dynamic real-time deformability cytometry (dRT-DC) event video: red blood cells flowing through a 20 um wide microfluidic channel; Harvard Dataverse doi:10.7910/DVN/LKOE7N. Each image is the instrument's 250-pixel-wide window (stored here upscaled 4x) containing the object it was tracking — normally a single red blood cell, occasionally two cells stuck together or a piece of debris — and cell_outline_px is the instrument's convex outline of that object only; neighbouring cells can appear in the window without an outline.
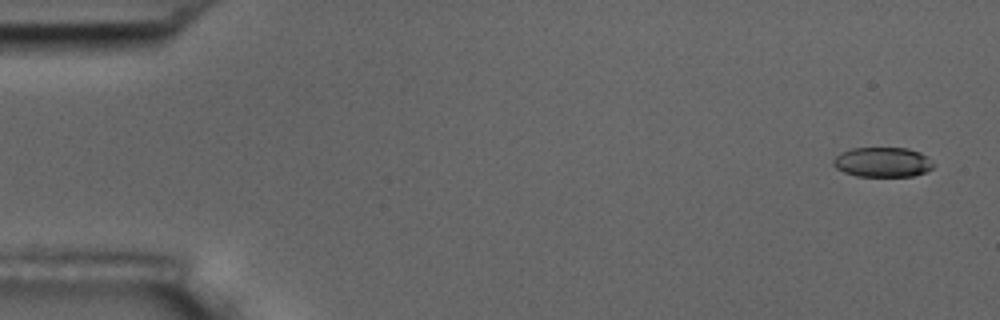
{"species": "common noctule bat (a hibernating species)", "species_latin": "Nyctalus noctula", "temperature_condition": "room temperature", "stored_images_in_passage": 15, "camera_frame_rate_fps": 3000, "um_per_image_px": 0.085, "animal": {"sex": "male", "body_mass_g": 17.5, "forearm_length_mm": 52.3}, "frame": {"image": 1, "passage_image": 1, "time_ms": 0.0, "image_size_px": [1000, 320], "cell_outline_px": [[936, 164], [932, 168], [924, 172], [912, 176], [856, 176], [844, 172], [836, 168], [832, 164], [832, 160], [836, 156], [852, 148], [908, 148], [920, 152], [928, 156]], "centroid_in_image_um": [75.05, 13.78], "position_along_channel_um": 10.0, "area_um2": 17.46}}
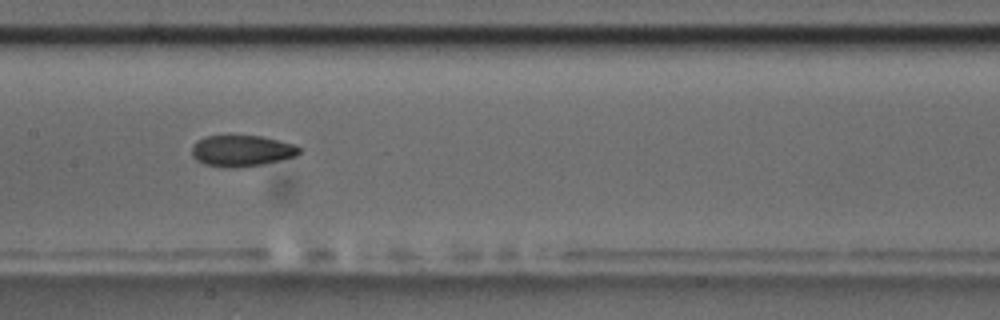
{"frame": {"image": 2, "passage_image": 8, "time_ms": 8.667, "image_size_px": [1000, 320], "cell_outline_px": [[300, 152], [296, 156], [280, 160], [260, 164], [236, 168], [228, 168], [204, 164], [196, 160], [192, 156], [192, 144], [196, 140], [204, 136], [228, 132], [264, 136], [296, 144], [300, 148]], "centroid_in_image_um": [20.5, 12.75], "position_along_channel_um": 186.9, "area_um2": 20.58}}
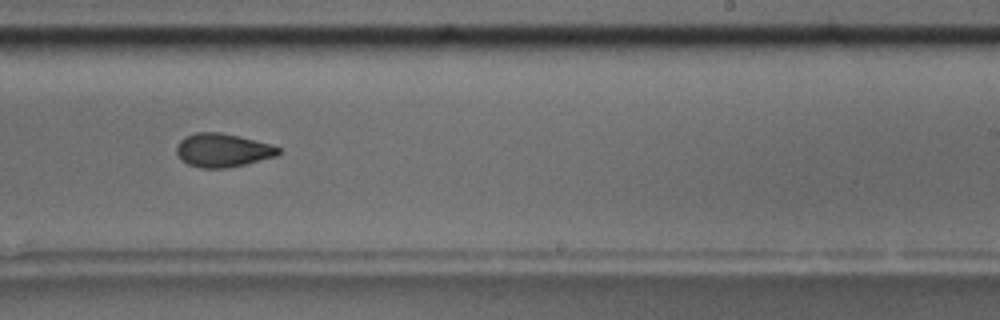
{"frame": {"image": 3, "passage_image": 10, "time_ms": 11.0, "image_size_px": [1000, 320], "cell_outline_px": [[280, 152], [276, 156], [244, 164], [224, 168], [200, 168], [188, 164], [176, 152], [176, 148], [180, 140], [184, 136], [196, 132], [220, 132], [240, 136], [272, 144], [280, 148]], "centroid_in_image_um": [18.93, 12.75], "position_along_channel_um": 270.1, "area_um2": 19.83}, "authors_computed_cell_mechanics": {"area_um2": 19.8254, "velocity_mm_per_s": 3.5795, "shape_relaxation_time_tau1_ms": 4.7164, "shape_relaxation_time_tau2_ms": 3.4572, "deformation_change_tau1": 0.1269, "deformation_change_tau2": 0.0721}}